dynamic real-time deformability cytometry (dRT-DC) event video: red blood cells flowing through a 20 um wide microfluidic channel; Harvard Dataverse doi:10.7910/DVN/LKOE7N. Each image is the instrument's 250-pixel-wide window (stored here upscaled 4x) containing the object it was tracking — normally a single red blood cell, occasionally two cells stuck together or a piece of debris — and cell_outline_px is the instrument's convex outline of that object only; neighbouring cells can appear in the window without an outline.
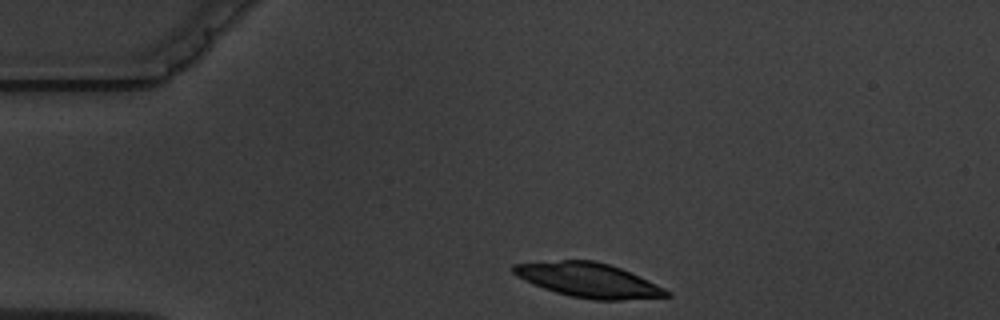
{"species": "common noctule bat (a hibernating species)", "species_latin": "Nyctalus noctula", "temperature_condition": "warm", "stored_images_in_passage": 4, "camera_frame_rate_fps": 3000, "um_per_image_px": 0.085, "animal": {"sex": "male", "body_mass_g": 19.5, "forearm_length_mm": 54.6}, "frame": {"image": 1, "passage_image": 1, "time_ms": 0.0, "image_size_px": [1000, 320], "cell_outline_px": [[672, 296], [620, 300], [592, 300], [572, 296], [556, 292], [532, 284], [516, 276], [512, 272], [512, 264], [560, 260], [596, 260], [620, 268], [640, 276], [672, 292]], "centroid_in_image_um": [50.03, 23.81], "position_along_channel_um": 35.0, "area_um2": 30.69}}